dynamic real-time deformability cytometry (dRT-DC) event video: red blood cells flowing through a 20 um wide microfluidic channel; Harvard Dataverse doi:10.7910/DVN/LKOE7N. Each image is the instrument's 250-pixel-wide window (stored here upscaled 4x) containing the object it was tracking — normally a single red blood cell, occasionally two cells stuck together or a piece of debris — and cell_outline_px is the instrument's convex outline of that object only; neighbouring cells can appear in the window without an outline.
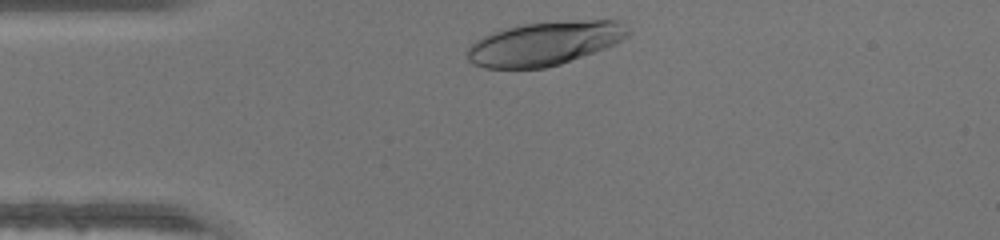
{"species": "human", "species_latin": "Homo sapiens", "temperature_condition": "warm", "stored_images_in_passage": 28, "camera_frame_rate_fps": 3000, "um_per_image_px": 0.085, "donor": {"sex": "male"}, "frame": {"image": 1, "passage_image": 1, "time_ms": 0.0, "image_size_px": [1000, 240], "cell_outline_px": [[632, 32], [628, 36], [616, 44], [560, 64], [544, 68], [484, 68], [472, 64], [468, 60], [464, 52], [476, 40], [492, 32], [524, 24], [556, 20], [616, 20], [624, 24]], "centroid_in_image_um": [46.3, 3.68], "position_along_channel_um": 38.7, "area_um2": 41.27}}
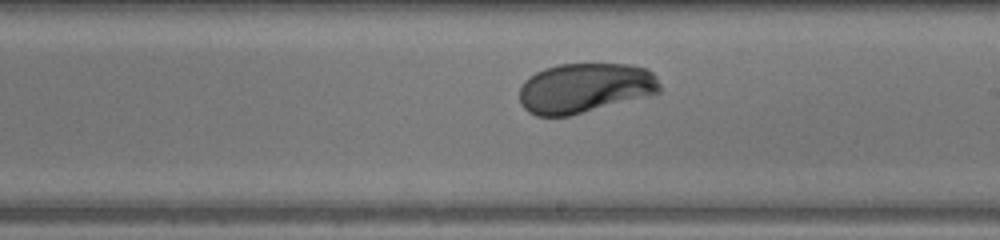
{"frame": {"image": 2, "passage_image": 17, "time_ms": 5.333, "image_size_px": [1000, 240], "cell_outline_px": [[660, 92], [652, 96], [568, 116], [536, 116], [528, 112], [520, 104], [520, 88], [524, 80], [528, 76], [544, 68], [560, 64], [628, 64], [648, 68], [656, 76], [660, 84]], "centroid_in_image_um": [49.73, 7.48], "position_along_channel_um": 239.3, "area_um2": 41.33}}
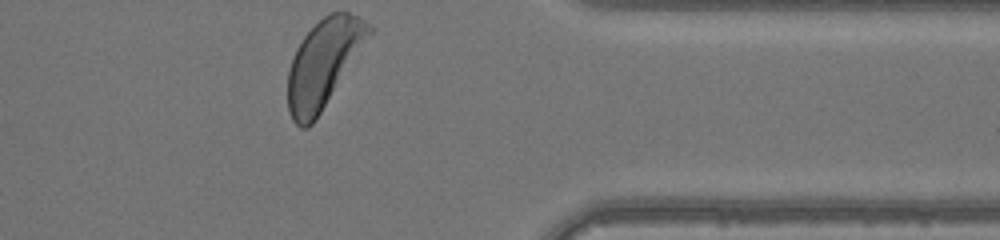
{"frame": {"image": 3, "passage_image": 28, "time_ms": 9.0, "image_size_px": [1000, 240], "cell_outline_px": [[376, 28], [312, 124], [308, 128], [300, 128], [292, 120], [288, 112], [288, 72], [296, 48], [304, 36], [328, 12], [348, 12], [364, 20]], "centroid_in_image_um": [27.51, 5.38], "position_along_channel_um": 383.9, "area_um2": 40.98}}